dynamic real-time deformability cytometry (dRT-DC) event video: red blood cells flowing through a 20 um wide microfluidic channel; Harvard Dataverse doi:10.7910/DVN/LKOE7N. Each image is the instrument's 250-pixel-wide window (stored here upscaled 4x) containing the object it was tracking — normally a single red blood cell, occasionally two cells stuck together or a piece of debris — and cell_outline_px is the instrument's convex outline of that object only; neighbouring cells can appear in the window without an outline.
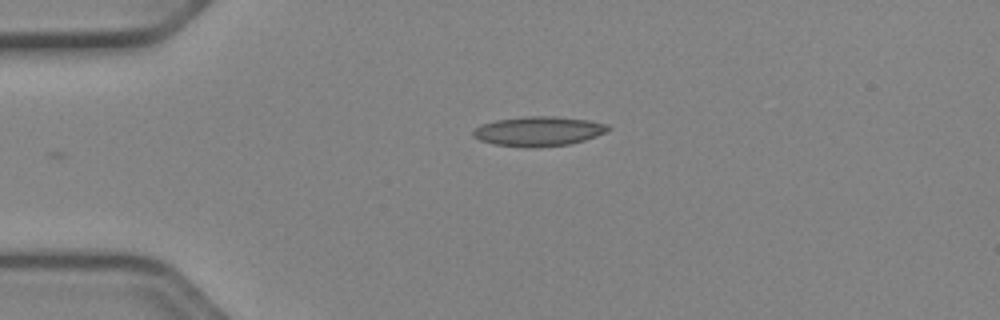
{"species": "Egyptian fruit bat (a non-hibernating species)", "species_latin": "Rousettus aegyptiacus", "temperature_condition": "cold", "stored_images_in_passage": 31, "camera_frame_rate_fps": 3000, "um_per_image_px": 0.085, "animal": {"sex": "female"}, "frame": {"image": 1, "passage_image": 1, "time_ms": 0.0, "image_size_px": [1000, 320], "cell_outline_px": [[612, 128], [596, 136], [584, 140], [568, 144], [536, 148], [524, 148], [492, 144], [480, 140], [472, 136], [472, 132], [480, 124], [496, 120], [524, 116], [556, 116], [588, 120], [608, 124]], "centroid_in_image_um": [45.75, 11.16], "position_along_channel_um": 39.3, "area_um2": 23.52}}
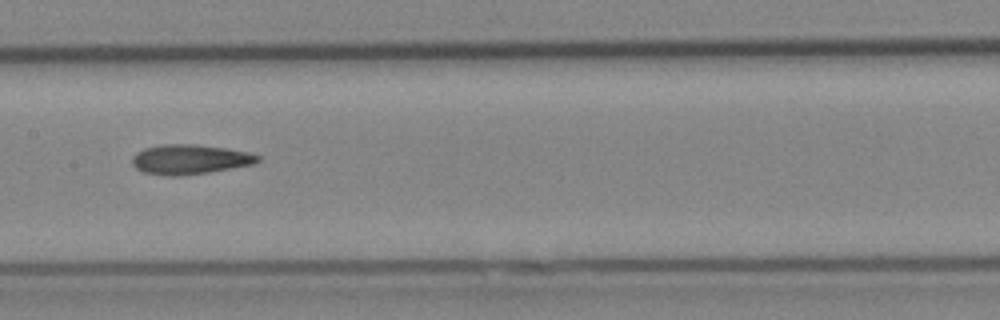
{"frame": {"image": 2, "passage_image": 15, "time_ms": 4.667, "image_size_px": [1000, 320], "cell_outline_px": [[260, 160], [252, 164], [208, 172], [180, 176], [168, 176], [144, 172], [136, 168], [132, 164], [132, 156], [136, 152], [144, 148], [164, 144], [196, 144], [228, 148], [248, 152], [260, 156]], "centroid_in_image_um": [16.11, 13.54], "position_along_channel_um": 191.3, "area_um2": 21.73}}
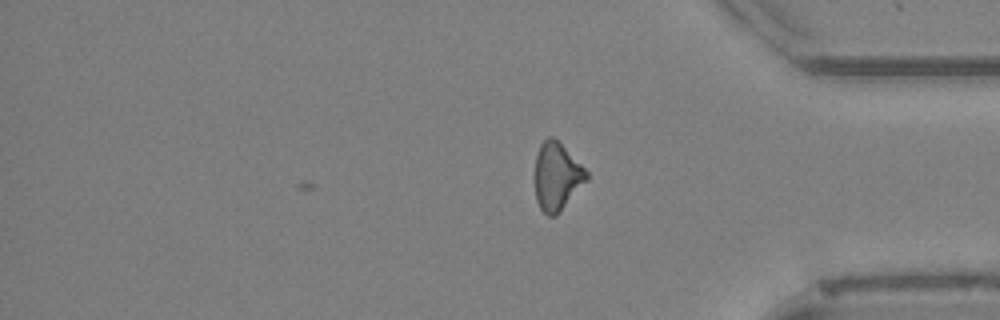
{"frame": {"image": 3, "passage_image": 31, "time_ms": 10.0, "image_size_px": [1000, 320], "cell_outline_px": [[588, 180], [560, 212], [556, 216], [548, 216], [540, 208], [536, 200], [536, 156], [540, 144], [548, 136], [552, 136], [588, 172]], "centroid_in_image_um": [47.34, 15.03], "position_along_channel_um": 387.9, "area_um2": 20.06}}